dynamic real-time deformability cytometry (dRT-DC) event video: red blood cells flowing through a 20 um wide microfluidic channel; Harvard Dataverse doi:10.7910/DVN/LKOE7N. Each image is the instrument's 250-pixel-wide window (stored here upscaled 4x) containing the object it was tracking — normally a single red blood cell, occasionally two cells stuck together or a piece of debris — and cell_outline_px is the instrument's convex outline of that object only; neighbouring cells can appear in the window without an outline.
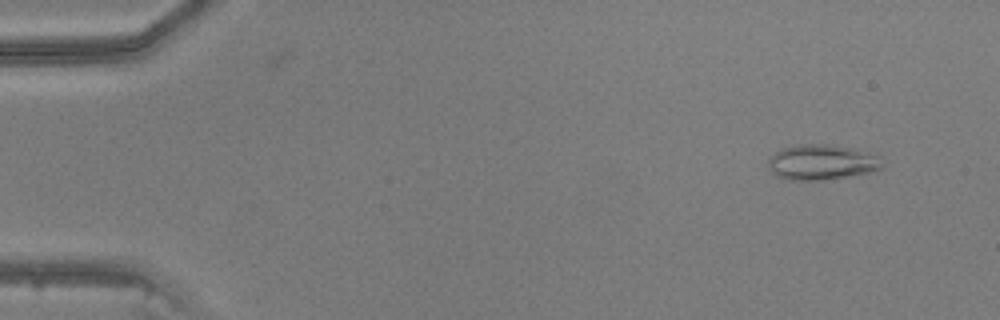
{"species": "common noctule bat (a hibernating species)", "species_latin": "Nyctalus noctula", "temperature_condition": "warm", "stored_images_in_passage": 47, "camera_frame_rate_fps": 3000, "um_per_image_px": 0.085, "animal": {"sex": "male", "body_mass_g": 20.5, "forearm_length_mm": 52.5}, "frame": {"image": 1, "passage_image": 4, "time_ms": 1.0, "image_size_px": [1000, 320], "cell_outline_px": [[884, 168], [872, 172], [824, 180], [788, 180], [776, 176], [768, 168], [768, 160], [776, 152], [784, 148], [800, 144], [824, 144], [856, 148], [880, 156]], "centroid_in_image_um": [69.88, 13.79], "position_along_channel_um": 15.1, "area_um2": 23.64}}
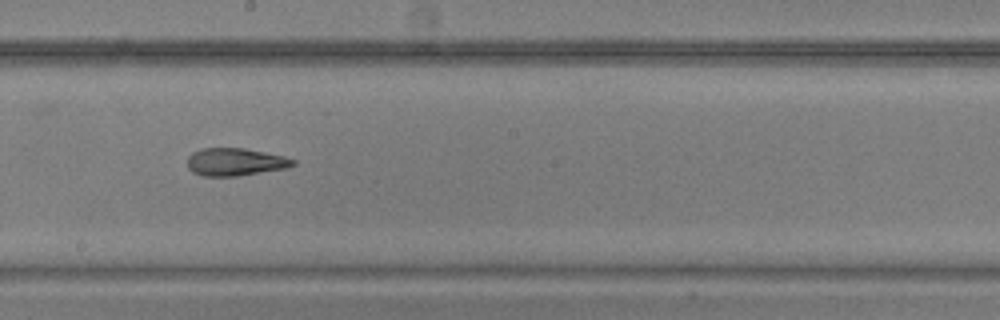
{"frame": {"image": 2, "passage_image": 27, "time_ms": 8.667, "image_size_px": [1000, 320], "cell_outline_px": [[296, 164], [284, 168], [240, 176], [204, 176], [192, 172], [188, 168], [188, 156], [192, 152], [200, 148], [244, 148], [284, 156], [296, 160]], "centroid_in_image_um": [19.97, 13.76], "position_along_channel_um": 228.2, "area_um2": 17.05}}
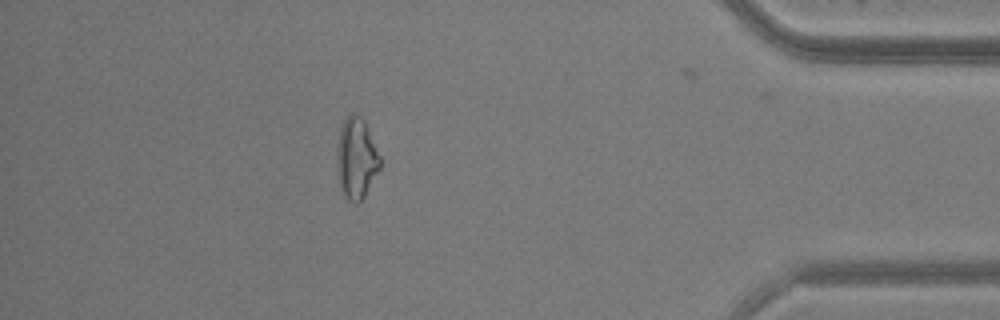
{"frame": {"image": 3, "passage_image": 42, "time_ms": 13.667, "image_size_px": [1000, 320], "cell_outline_px": [[380, 168], [364, 196], [356, 204], [348, 200], [344, 196], [340, 188], [336, 172], [336, 156], [340, 128], [344, 120], [352, 112], [356, 112], [364, 120], [380, 156]], "centroid_in_image_um": [30.26, 13.46], "position_along_channel_um": 404.9, "area_um2": 20.46}}